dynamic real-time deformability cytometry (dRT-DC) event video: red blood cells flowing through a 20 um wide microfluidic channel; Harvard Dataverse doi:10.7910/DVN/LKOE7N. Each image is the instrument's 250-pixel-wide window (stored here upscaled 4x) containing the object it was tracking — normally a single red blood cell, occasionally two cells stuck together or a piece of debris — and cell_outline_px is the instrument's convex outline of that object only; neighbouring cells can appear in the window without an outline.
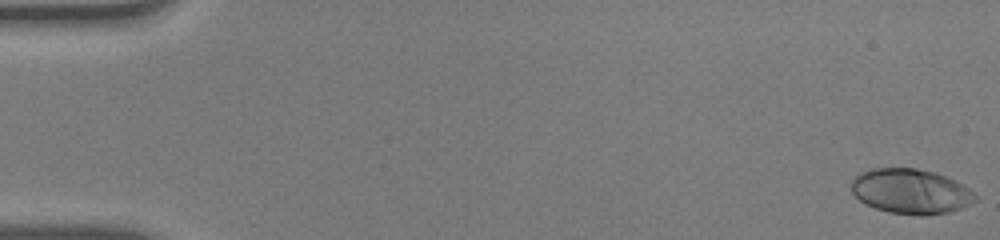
{"species": "human", "species_latin": "Homo sapiens", "temperature_condition": "warm", "stored_images_in_passage": 53, "camera_frame_rate_fps": 3000, "um_per_image_px": 0.085, "donor": {"sex": "male"}, "frame": {"image": 1, "passage_image": 1, "time_ms": 0.0, "image_size_px": [1000, 240], "cell_outline_px": [[980, 200], [972, 204], [952, 212], [924, 216], [920, 216], [888, 212], [864, 204], [852, 192], [852, 180], [860, 172], [872, 168], [916, 168], [936, 172], [968, 188]], "centroid_in_image_um": [77.43, 16.28], "position_along_channel_um": 7.6, "area_um2": 32.66}}
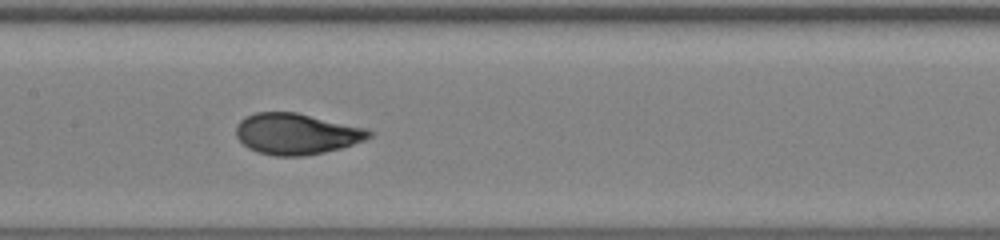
{"frame": {"image": 2, "passage_image": 27, "time_ms": 8.667, "image_size_px": [1000, 240], "cell_outline_px": [[376, 132], [372, 136], [364, 140], [340, 148], [324, 152], [304, 156], [276, 156], [260, 152], [248, 148], [236, 136], [236, 124], [240, 120], [256, 112], [296, 112], [368, 128]], "centroid_in_image_um": [25.23, 11.37], "position_along_channel_um": 182.2, "area_um2": 31.85}}
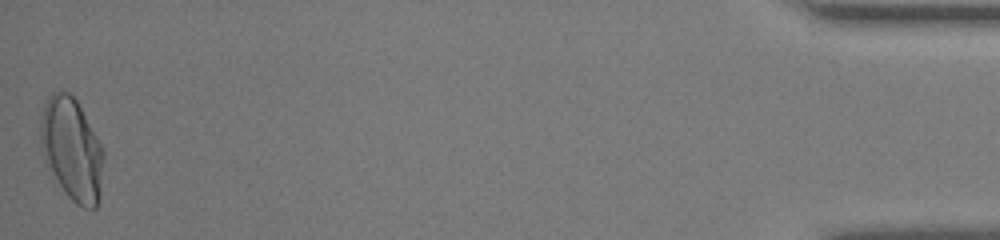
{"frame": {"image": 3, "passage_image": 53, "time_ms": 17.333, "image_size_px": [1000, 240], "cell_outline_px": [[104, 156], [100, 200], [96, 208], [84, 208], [76, 204], [68, 196], [44, 160], [40, 148], [40, 116], [44, 104], [48, 96], [52, 92], [68, 92], [76, 100], [104, 148]], "centroid_in_image_um": [6.11, 12.68], "position_along_channel_um": 429.1, "area_um2": 37.8}, "authors_computed_cell_mechanics": {"area_um2": 31.8478, "velocity_mm_per_s": 3.9338, "shape_relaxation_time_tau1_ms": 5.1192, "shape_relaxation_time_tau2_ms": null, "deformation_change_tau1": 0.2455, "deformation_change_tau2": null}}